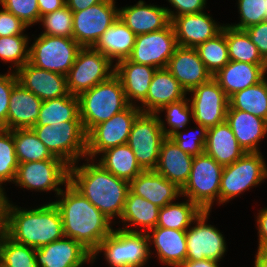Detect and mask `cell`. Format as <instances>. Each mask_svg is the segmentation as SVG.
<instances>
[{"label":"cell","instance_id":"cell-1","mask_svg":"<svg viewBox=\"0 0 267 267\" xmlns=\"http://www.w3.org/2000/svg\"><path fill=\"white\" fill-rule=\"evenodd\" d=\"M53 201L58 207L66 237L80 242L91 253L113 231L112 221L70 183Z\"/></svg>","mask_w":267,"mask_h":267},{"label":"cell","instance_id":"cell-2","mask_svg":"<svg viewBox=\"0 0 267 267\" xmlns=\"http://www.w3.org/2000/svg\"><path fill=\"white\" fill-rule=\"evenodd\" d=\"M84 161L87 163L80 166L75 163L69 167V183L110 220L119 219L124 210L129 182L116 177L92 159Z\"/></svg>","mask_w":267,"mask_h":267},{"label":"cell","instance_id":"cell-3","mask_svg":"<svg viewBox=\"0 0 267 267\" xmlns=\"http://www.w3.org/2000/svg\"><path fill=\"white\" fill-rule=\"evenodd\" d=\"M21 208L8 202L4 233L15 242L37 249L65 236L53 201L34 209Z\"/></svg>","mask_w":267,"mask_h":267},{"label":"cell","instance_id":"cell-4","mask_svg":"<svg viewBox=\"0 0 267 267\" xmlns=\"http://www.w3.org/2000/svg\"><path fill=\"white\" fill-rule=\"evenodd\" d=\"M80 119L87 134L97 124L125 110L128 103L120 79L113 74L79 96Z\"/></svg>","mask_w":267,"mask_h":267},{"label":"cell","instance_id":"cell-5","mask_svg":"<svg viewBox=\"0 0 267 267\" xmlns=\"http://www.w3.org/2000/svg\"><path fill=\"white\" fill-rule=\"evenodd\" d=\"M99 252H103L110 267H144L152 251L147 233L113 229L92 253L95 262Z\"/></svg>","mask_w":267,"mask_h":267},{"label":"cell","instance_id":"cell-6","mask_svg":"<svg viewBox=\"0 0 267 267\" xmlns=\"http://www.w3.org/2000/svg\"><path fill=\"white\" fill-rule=\"evenodd\" d=\"M32 129L50 153L69 166L79 164L80 159H86L87 134L81 121L34 126Z\"/></svg>","mask_w":267,"mask_h":267},{"label":"cell","instance_id":"cell-7","mask_svg":"<svg viewBox=\"0 0 267 267\" xmlns=\"http://www.w3.org/2000/svg\"><path fill=\"white\" fill-rule=\"evenodd\" d=\"M223 166L203 152L193 157L187 183L181 196L197 204L203 211H211L213 203L219 204V193Z\"/></svg>","mask_w":267,"mask_h":267},{"label":"cell","instance_id":"cell-8","mask_svg":"<svg viewBox=\"0 0 267 267\" xmlns=\"http://www.w3.org/2000/svg\"><path fill=\"white\" fill-rule=\"evenodd\" d=\"M266 164L261 152H248L232 164L223 166L219 205L229 202L266 180Z\"/></svg>","mask_w":267,"mask_h":267},{"label":"cell","instance_id":"cell-9","mask_svg":"<svg viewBox=\"0 0 267 267\" xmlns=\"http://www.w3.org/2000/svg\"><path fill=\"white\" fill-rule=\"evenodd\" d=\"M29 47V63L67 76L81 46L73 39L40 34Z\"/></svg>","mask_w":267,"mask_h":267},{"label":"cell","instance_id":"cell-10","mask_svg":"<svg viewBox=\"0 0 267 267\" xmlns=\"http://www.w3.org/2000/svg\"><path fill=\"white\" fill-rule=\"evenodd\" d=\"M115 72L113 62L94 47H81L66 76L71 95L79 96L95 85L108 80Z\"/></svg>","mask_w":267,"mask_h":267},{"label":"cell","instance_id":"cell-11","mask_svg":"<svg viewBox=\"0 0 267 267\" xmlns=\"http://www.w3.org/2000/svg\"><path fill=\"white\" fill-rule=\"evenodd\" d=\"M165 138L157 113L141 112L136 117L127 144L143 170L156 168L160 148Z\"/></svg>","mask_w":267,"mask_h":267},{"label":"cell","instance_id":"cell-12","mask_svg":"<svg viewBox=\"0 0 267 267\" xmlns=\"http://www.w3.org/2000/svg\"><path fill=\"white\" fill-rule=\"evenodd\" d=\"M140 113L137 105H129L109 120L94 126L86 136V158L96 160L103 151L126 144L133 122Z\"/></svg>","mask_w":267,"mask_h":267},{"label":"cell","instance_id":"cell-13","mask_svg":"<svg viewBox=\"0 0 267 267\" xmlns=\"http://www.w3.org/2000/svg\"><path fill=\"white\" fill-rule=\"evenodd\" d=\"M69 167L63 160L20 163L13 184L32 191H55L57 197L60 186L69 183Z\"/></svg>","mask_w":267,"mask_h":267},{"label":"cell","instance_id":"cell-14","mask_svg":"<svg viewBox=\"0 0 267 267\" xmlns=\"http://www.w3.org/2000/svg\"><path fill=\"white\" fill-rule=\"evenodd\" d=\"M115 0H104L85 10L73 12L72 38L81 47H94L119 16Z\"/></svg>","mask_w":267,"mask_h":267},{"label":"cell","instance_id":"cell-15","mask_svg":"<svg viewBox=\"0 0 267 267\" xmlns=\"http://www.w3.org/2000/svg\"><path fill=\"white\" fill-rule=\"evenodd\" d=\"M210 212L202 211L193 222L195 226L186 230V260L211 259L220 262L227 252V244L223 234L217 227L207 224Z\"/></svg>","mask_w":267,"mask_h":267},{"label":"cell","instance_id":"cell-16","mask_svg":"<svg viewBox=\"0 0 267 267\" xmlns=\"http://www.w3.org/2000/svg\"><path fill=\"white\" fill-rule=\"evenodd\" d=\"M189 93H192L188 100L195 124L210 128L225 122L229 98L213 77Z\"/></svg>","mask_w":267,"mask_h":267},{"label":"cell","instance_id":"cell-17","mask_svg":"<svg viewBox=\"0 0 267 267\" xmlns=\"http://www.w3.org/2000/svg\"><path fill=\"white\" fill-rule=\"evenodd\" d=\"M177 46L175 32L170 23L162 30L137 35L128 59L157 69L166 68Z\"/></svg>","mask_w":267,"mask_h":267},{"label":"cell","instance_id":"cell-18","mask_svg":"<svg viewBox=\"0 0 267 267\" xmlns=\"http://www.w3.org/2000/svg\"><path fill=\"white\" fill-rule=\"evenodd\" d=\"M178 46L196 48L222 32L225 24H218L204 11L185 14L171 20Z\"/></svg>","mask_w":267,"mask_h":267},{"label":"cell","instance_id":"cell-19","mask_svg":"<svg viewBox=\"0 0 267 267\" xmlns=\"http://www.w3.org/2000/svg\"><path fill=\"white\" fill-rule=\"evenodd\" d=\"M38 267H82L92 262V253L80 242L62 237L36 249Z\"/></svg>","mask_w":267,"mask_h":267},{"label":"cell","instance_id":"cell-20","mask_svg":"<svg viewBox=\"0 0 267 267\" xmlns=\"http://www.w3.org/2000/svg\"><path fill=\"white\" fill-rule=\"evenodd\" d=\"M188 93L213 76L206 69L196 48L177 46L166 67Z\"/></svg>","mask_w":267,"mask_h":267},{"label":"cell","instance_id":"cell-21","mask_svg":"<svg viewBox=\"0 0 267 267\" xmlns=\"http://www.w3.org/2000/svg\"><path fill=\"white\" fill-rule=\"evenodd\" d=\"M18 82L42 101L69 95L66 76L27 62L16 72Z\"/></svg>","mask_w":267,"mask_h":267},{"label":"cell","instance_id":"cell-22","mask_svg":"<svg viewBox=\"0 0 267 267\" xmlns=\"http://www.w3.org/2000/svg\"><path fill=\"white\" fill-rule=\"evenodd\" d=\"M118 17L135 35L159 31L171 23L165 7L146 4L143 0L119 8Z\"/></svg>","mask_w":267,"mask_h":267},{"label":"cell","instance_id":"cell-23","mask_svg":"<svg viewBox=\"0 0 267 267\" xmlns=\"http://www.w3.org/2000/svg\"><path fill=\"white\" fill-rule=\"evenodd\" d=\"M189 94L167 68H158L153 75L146 98L138 108L144 113H157L163 106L186 98Z\"/></svg>","mask_w":267,"mask_h":267},{"label":"cell","instance_id":"cell-24","mask_svg":"<svg viewBox=\"0 0 267 267\" xmlns=\"http://www.w3.org/2000/svg\"><path fill=\"white\" fill-rule=\"evenodd\" d=\"M129 190L160 208L181 197V189L155 170H143L129 183Z\"/></svg>","mask_w":267,"mask_h":267},{"label":"cell","instance_id":"cell-25","mask_svg":"<svg viewBox=\"0 0 267 267\" xmlns=\"http://www.w3.org/2000/svg\"><path fill=\"white\" fill-rule=\"evenodd\" d=\"M156 70L157 68L137 64L129 59L115 63L114 74L120 79L126 99L130 105L140 106V103L146 98Z\"/></svg>","mask_w":267,"mask_h":267},{"label":"cell","instance_id":"cell-26","mask_svg":"<svg viewBox=\"0 0 267 267\" xmlns=\"http://www.w3.org/2000/svg\"><path fill=\"white\" fill-rule=\"evenodd\" d=\"M149 246L154 244L157 258L167 267H178L186 261V230L156 226L147 232Z\"/></svg>","mask_w":267,"mask_h":267},{"label":"cell","instance_id":"cell-27","mask_svg":"<svg viewBox=\"0 0 267 267\" xmlns=\"http://www.w3.org/2000/svg\"><path fill=\"white\" fill-rule=\"evenodd\" d=\"M42 102L17 82L10 95L7 130L33 128L39 118Z\"/></svg>","mask_w":267,"mask_h":267},{"label":"cell","instance_id":"cell-28","mask_svg":"<svg viewBox=\"0 0 267 267\" xmlns=\"http://www.w3.org/2000/svg\"><path fill=\"white\" fill-rule=\"evenodd\" d=\"M267 74V65L229 61L213 78L218 82L226 96L260 82Z\"/></svg>","mask_w":267,"mask_h":267},{"label":"cell","instance_id":"cell-29","mask_svg":"<svg viewBox=\"0 0 267 267\" xmlns=\"http://www.w3.org/2000/svg\"><path fill=\"white\" fill-rule=\"evenodd\" d=\"M225 121L246 153L260 152L259 142L267 135L266 120L248 112L228 108Z\"/></svg>","mask_w":267,"mask_h":267},{"label":"cell","instance_id":"cell-30","mask_svg":"<svg viewBox=\"0 0 267 267\" xmlns=\"http://www.w3.org/2000/svg\"><path fill=\"white\" fill-rule=\"evenodd\" d=\"M192 162L193 156L182 151L170 137H166L154 170L182 189L189 179Z\"/></svg>","mask_w":267,"mask_h":267},{"label":"cell","instance_id":"cell-31","mask_svg":"<svg viewBox=\"0 0 267 267\" xmlns=\"http://www.w3.org/2000/svg\"><path fill=\"white\" fill-rule=\"evenodd\" d=\"M204 152L222 166L232 164L246 153L226 121L208 128Z\"/></svg>","mask_w":267,"mask_h":267},{"label":"cell","instance_id":"cell-32","mask_svg":"<svg viewBox=\"0 0 267 267\" xmlns=\"http://www.w3.org/2000/svg\"><path fill=\"white\" fill-rule=\"evenodd\" d=\"M136 36L118 17L102 34L94 48L108 57L113 63L128 59L132 53Z\"/></svg>","mask_w":267,"mask_h":267},{"label":"cell","instance_id":"cell-33","mask_svg":"<svg viewBox=\"0 0 267 267\" xmlns=\"http://www.w3.org/2000/svg\"><path fill=\"white\" fill-rule=\"evenodd\" d=\"M159 211L160 207L143 197L135 195L129 190L124 210L120 217L121 222L125 226L120 229L131 232H140L139 230L142 228V232L147 233L149 230L157 226ZM130 226L138 227V230L131 228Z\"/></svg>","mask_w":267,"mask_h":267},{"label":"cell","instance_id":"cell-34","mask_svg":"<svg viewBox=\"0 0 267 267\" xmlns=\"http://www.w3.org/2000/svg\"><path fill=\"white\" fill-rule=\"evenodd\" d=\"M98 163L129 183L143 171L127 143L103 151Z\"/></svg>","mask_w":267,"mask_h":267},{"label":"cell","instance_id":"cell-35","mask_svg":"<svg viewBox=\"0 0 267 267\" xmlns=\"http://www.w3.org/2000/svg\"><path fill=\"white\" fill-rule=\"evenodd\" d=\"M67 121H81L78 96L69 94L44 100L34 126L54 125Z\"/></svg>","mask_w":267,"mask_h":267},{"label":"cell","instance_id":"cell-36","mask_svg":"<svg viewBox=\"0 0 267 267\" xmlns=\"http://www.w3.org/2000/svg\"><path fill=\"white\" fill-rule=\"evenodd\" d=\"M228 108L248 112L267 121V78L229 97Z\"/></svg>","mask_w":267,"mask_h":267},{"label":"cell","instance_id":"cell-37","mask_svg":"<svg viewBox=\"0 0 267 267\" xmlns=\"http://www.w3.org/2000/svg\"><path fill=\"white\" fill-rule=\"evenodd\" d=\"M203 210L187 199L171 202L160 208L157 226L176 230H187Z\"/></svg>","mask_w":267,"mask_h":267},{"label":"cell","instance_id":"cell-38","mask_svg":"<svg viewBox=\"0 0 267 267\" xmlns=\"http://www.w3.org/2000/svg\"><path fill=\"white\" fill-rule=\"evenodd\" d=\"M226 43L231 61L267 65L257 46L251 41L245 30L226 25Z\"/></svg>","mask_w":267,"mask_h":267},{"label":"cell","instance_id":"cell-39","mask_svg":"<svg viewBox=\"0 0 267 267\" xmlns=\"http://www.w3.org/2000/svg\"><path fill=\"white\" fill-rule=\"evenodd\" d=\"M18 163L61 160L54 157L47 147L39 140L32 128L12 130Z\"/></svg>","mask_w":267,"mask_h":267},{"label":"cell","instance_id":"cell-40","mask_svg":"<svg viewBox=\"0 0 267 267\" xmlns=\"http://www.w3.org/2000/svg\"><path fill=\"white\" fill-rule=\"evenodd\" d=\"M0 264L5 267H38L36 249L0 234Z\"/></svg>","mask_w":267,"mask_h":267},{"label":"cell","instance_id":"cell-41","mask_svg":"<svg viewBox=\"0 0 267 267\" xmlns=\"http://www.w3.org/2000/svg\"><path fill=\"white\" fill-rule=\"evenodd\" d=\"M196 50L206 69L212 76L216 74L230 61L226 43V25H224L221 33L199 44Z\"/></svg>","mask_w":267,"mask_h":267},{"label":"cell","instance_id":"cell-42","mask_svg":"<svg viewBox=\"0 0 267 267\" xmlns=\"http://www.w3.org/2000/svg\"><path fill=\"white\" fill-rule=\"evenodd\" d=\"M27 34L0 37V59L14 65L9 69L16 72L29 62V37Z\"/></svg>","mask_w":267,"mask_h":267},{"label":"cell","instance_id":"cell-43","mask_svg":"<svg viewBox=\"0 0 267 267\" xmlns=\"http://www.w3.org/2000/svg\"><path fill=\"white\" fill-rule=\"evenodd\" d=\"M163 111H166L165 112L166 122L164 119H161L160 116H159V120H160L162 131L164 132L166 137H170L177 130L185 131L187 127L186 125H188V123L190 122V118L193 119L192 108L190 106L188 98H184L180 101L173 102V103L163 106L157 112V114L159 115ZM166 123L168 127L165 126Z\"/></svg>","mask_w":267,"mask_h":267},{"label":"cell","instance_id":"cell-44","mask_svg":"<svg viewBox=\"0 0 267 267\" xmlns=\"http://www.w3.org/2000/svg\"><path fill=\"white\" fill-rule=\"evenodd\" d=\"M18 164L12 130L0 128V186L14 182Z\"/></svg>","mask_w":267,"mask_h":267},{"label":"cell","instance_id":"cell-45","mask_svg":"<svg viewBox=\"0 0 267 267\" xmlns=\"http://www.w3.org/2000/svg\"><path fill=\"white\" fill-rule=\"evenodd\" d=\"M44 27L43 35L72 38L73 12L65 5L59 10L43 15L39 20Z\"/></svg>","mask_w":267,"mask_h":267},{"label":"cell","instance_id":"cell-46","mask_svg":"<svg viewBox=\"0 0 267 267\" xmlns=\"http://www.w3.org/2000/svg\"><path fill=\"white\" fill-rule=\"evenodd\" d=\"M240 22L229 26L245 30L248 27L267 20L266 0H238Z\"/></svg>","mask_w":267,"mask_h":267},{"label":"cell","instance_id":"cell-47","mask_svg":"<svg viewBox=\"0 0 267 267\" xmlns=\"http://www.w3.org/2000/svg\"><path fill=\"white\" fill-rule=\"evenodd\" d=\"M196 125L197 127L193 129H196L197 131L194 132V130L192 129L193 134L177 130L174 134L170 136V138L182 151L193 157L204 152L208 133L207 127L202 126L201 124Z\"/></svg>","mask_w":267,"mask_h":267},{"label":"cell","instance_id":"cell-48","mask_svg":"<svg viewBox=\"0 0 267 267\" xmlns=\"http://www.w3.org/2000/svg\"><path fill=\"white\" fill-rule=\"evenodd\" d=\"M0 5L28 27L39 23L40 11L37 0H0Z\"/></svg>","mask_w":267,"mask_h":267},{"label":"cell","instance_id":"cell-49","mask_svg":"<svg viewBox=\"0 0 267 267\" xmlns=\"http://www.w3.org/2000/svg\"><path fill=\"white\" fill-rule=\"evenodd\" d=\"M18 82L14 71L0 74V128L7 129V114L13 86Z\"/></svg>","mask_w":267,"mask_h":267},{"label":"cell","instance_id":"cell-50","mask_svg":"<svg viewBox=\"0 0 267 267\" xmlns=\"http://www.w3.org/2000/svg\"><path fill=\"white\" fill-rule=\"evenodd\" d=\"M171 6L176 10L165 7L170 21L177 16L185 14L200 13L206 9L207 0H168Z\"/></svg>","mask_w":267,"mask_h":267},{"label":"cell","instance_id":"cell-51","mask_svg":"<svg viewBox=\"0 0 267 267\" xmlns=\"http://www.w3.org/2000/svg\"><path fill=\"white\" fill-rule=\"evenodd\" d=\"M28 26L2 7L0 10V37L24 34Z\"/></svg>","mask_w":267,"mask_h":267},{"label":"cell","instance_id":"cell-52","mask_svg":"<svg viewBox=\"0 0 267 267\" xmlns=\"http://www.w3.org/2000/svg\"><path fill=\"white\" fill-rule=\"evenodd\" d=\"M261 56L267 61V20L245 29Z\"/></svg>","mask_w":267,"mask_h":267},{"label":"cell","instance_id":"cell-53","mask_svg":"<svg viewBox=\"0 0 267 267\" xmlns=\"http://www.w3.org/2000/svg\"><path fill=\"white\" fill-rule=\"evenodd\" d=\"M256 215L258 230V247L257 250H267V208H261Z\"/></svg>","mask_w":267,"mask_h":267},{"label":"cell","instance_id":"cell-54","mask_svg":"<svg viewBox=\"0 0 267 267\" xmlns=\"http://www.w3.org/2000/svg\"><path fill=\"white\" fill-rule=\"evenodd\" d=\"M40 17L56 10L61 9L66 5V0H37Z\"/></svg>","mask_w":267,"mask_h":267},{"label":"cell","instance_id":"cell-55","mask_svg":"<svg viewBox=\"0 0 267 267\" xmlns=\"http://www.w3.org/2000/svg\"><path fill=\"white\" fill-rule=\"evenodd\" d=\"M4 186H0V234L5 231L6 226V212L9 198L4 191Z\"/></svg>","mask_w":267,"mask_h":267},{"label":"cell","instance_id":"cell-56","mask_svg":"<svg viewBox=\"0 0 267 267\" xmlns=\"http://www.w3.org/2000/svg\"><path fill=\"white\" fill-rule=\"evenodd\" d=\"M103 1L104 0H66V6L72 12H79Z\"/></svg>","mask_w":267,"mask_h":267},{"label":"cell","instance_id":"cell-57","mask_svg":"<svg viewBox=\"0 0 267 267\" xmlns=\"http://www.w3.org/2000/svg\"><path fill=\"white\" fill-rule=\"evenodd\" d=\"M219 265H220L219 262L216 260L204 259L196 261L186 260L185 262L181 263L178 267H220Z\"/></svg>","mask_w":267,"mask_h":267},{"label":"cell","instance_id":"cell-58","mask_svg":"<svg viewBox=\"0 0 267 267\" xmlns=\"http://www.w3.org/2000/svg\"><path fill=\"white\" fill-rule=\"evenodd\" d=\"M254 267H267V250H257Z\"/></svg>","mask_w":267,"mask_h":267}]
</instances>
